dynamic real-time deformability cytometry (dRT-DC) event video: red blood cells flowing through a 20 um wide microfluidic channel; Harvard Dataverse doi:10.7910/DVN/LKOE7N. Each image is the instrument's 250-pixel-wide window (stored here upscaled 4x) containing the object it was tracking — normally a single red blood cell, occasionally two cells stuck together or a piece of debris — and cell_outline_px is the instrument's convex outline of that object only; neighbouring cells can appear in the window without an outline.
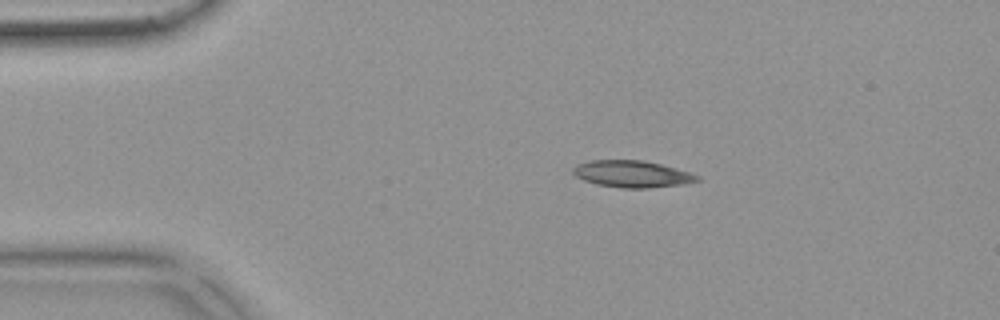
{"species": "common noctule bat (a hibernating species)", "species_latin": "Nyctalus noctula", "temperature_condition": "warm", "stored_images_in_passage": 46, "camera_frame_rate_fps": 3000, "um_per_image_px": 0.085, "animal": {"sex": "female", "body_mass_g": 18.4}, "frame": {"image": 1, "passage_image": 4, "time_ms": 1.0, "image_size_px": [1000, 320], "cell_outline_px": [[700, 180], [684, 184], [648, 188], [620, 188], [596, 184], [584, 180], [576, 176], [572, 172], [572, 168], [576, 164], [592, 160], [644, 160], [676, 168], [700, 176]], "centroid_in_image_um": [53.71, 14.79], "position_along_channel_um": 31.3, "area_um2": 19.42}}
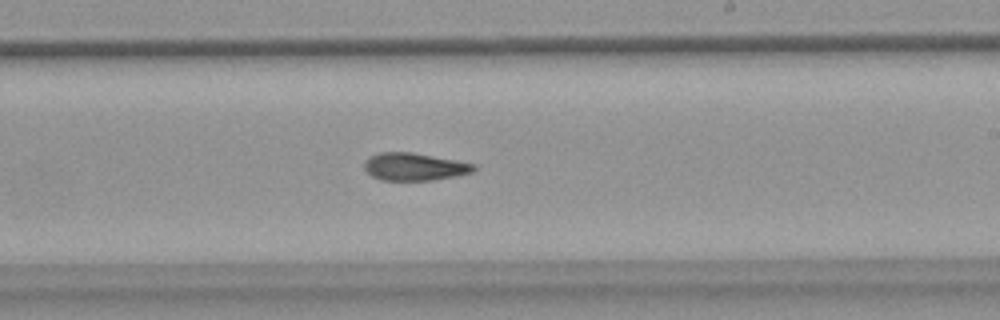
{"frame": {"image": 2, "passage_image": 25, "time_ms": 8.0, "image_size_px": [1000, 320], "cell_outline_px": [[476, 168], [472, 172], [456, 176], [432, 180], [380, 180], [372, 176], [364, 168], [364, 160], [368, 156], [380, 152], [412, 152], [456, 160], [476, 164]], "centroid_in_image_um": [35.2, 14.16], "position_along_channel_um": 253.8, "area_um2": 17.69}}
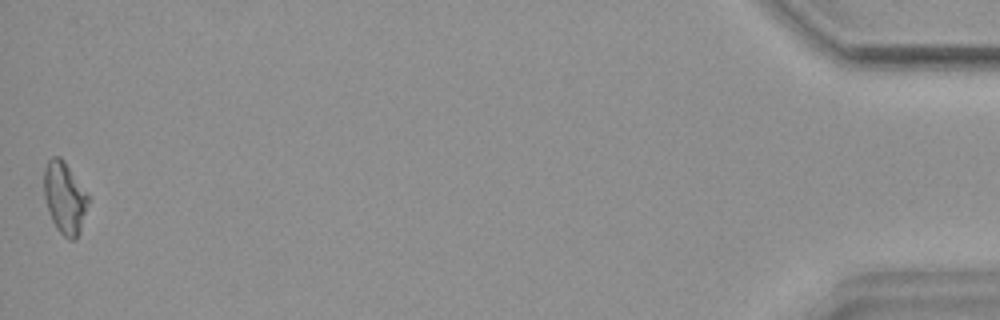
{"frame": {"image": 3, "passage_image": 46, "time_ms": 15.0, "image_size_px": [1000, 320], "cell_outline_px": [[88, 200], [80, 232], [76, 240], [68, 240], [56, 228], [52, 220], [44, 196], [44, 168], [48, 160], [52, 156], [60, 156], [64, 160], [88, 196]], "centroid_in_image_um": [5.47, 16.81], "position_along_channel_um": 429.7, "area_um2": 18.21}, "authors_computed_cell_mechanics": {"area_um2": 18.3226, "velocity_mm_per_s": 3.8749, "shape_relaxation_time_tau1_ms": null, "shape_relaxation_time_tau2_ms": 7.4202, "deformation_change_tau1": null, "deformation_change_tau2": 0.1762}}